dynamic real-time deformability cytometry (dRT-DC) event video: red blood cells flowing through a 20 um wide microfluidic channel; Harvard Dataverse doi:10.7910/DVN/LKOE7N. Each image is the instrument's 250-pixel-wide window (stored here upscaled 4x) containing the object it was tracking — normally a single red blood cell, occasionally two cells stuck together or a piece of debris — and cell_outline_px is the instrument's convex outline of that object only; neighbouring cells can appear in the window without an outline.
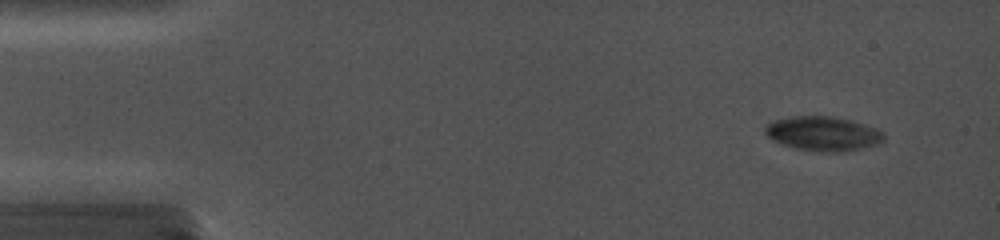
{"species": "common noctule bat (a hibernating species)", "species_latin": "Nyctalus noctula", "temperature_condition": "cold", "stored_images_in_passage": 12, "camera_frame_rate_fps": 5000, "um_per_image_px": 0.085, "animal": {"sex": "female", "body_mass_g": 19.0, "forearm_length_mm": 56.7}, "frame": {"image": 1, "passage_image": 2, "time_ms": 0.8, "image_size_px": [1000, 240], "cell_outline_px": [[884, 140], [876, 144], [860, 148], [840, 152], [832, 152], [796, 148], [772, 140], [764, 132], [764, 128], [768, 124], [776, 120], [792, 116], [832, 116], [864, 124], [876, 128], [884, 132]], "centroid_in_image_um": [69.96, 11.35], "position_along_channel_um": 15.0, "area_um2": 23.35}}
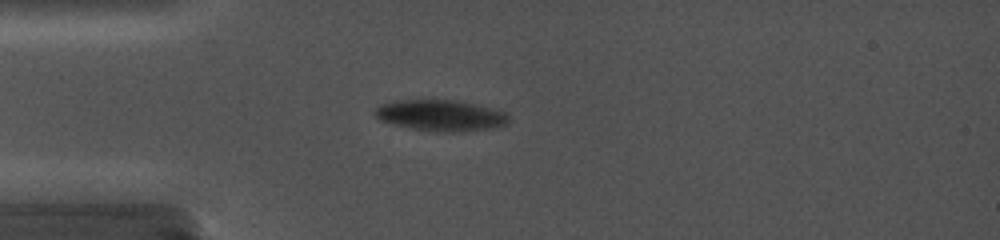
{"frame": {"image": 2, "passage_image": 10, "time_ms": 4.2, "image_size_px": [1000, 240], "cell_outline_px": [[508, 124], [492, 128], [456, 132], [436, 132], [412, 128], [392, 124], [380, 120], [372, 112], [380, 104], [396, 100], [456, 100], [476, 104], [504, 112], [508, 116]], "centroid_in_image_um": [37.42, 9.81], "position_along_channel_um": 47.6, "area_um2": 24.22}}
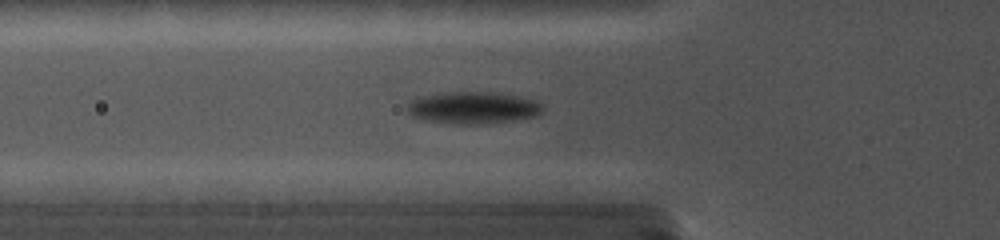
{"frame": {"image": 3, "passage_image": 12, "time_ms": 5.6, "image_size_px": [1000, 240], "cell_outline_px": [[544, 108], [536, 116], [512, 120], [484, 124], [452, 124], [428, 120], [412, 116], [404, 108], [412, 100], [420, 96], [440, 92], [500, 92], [540, 100], [544, 104]], "centroid_in_image_um": [40.24, 9.14], "position_along_channel_um": 85.6, "area_um2": 25.72}}